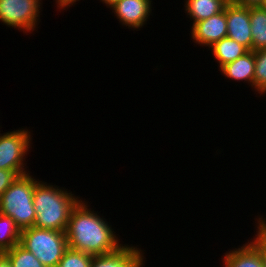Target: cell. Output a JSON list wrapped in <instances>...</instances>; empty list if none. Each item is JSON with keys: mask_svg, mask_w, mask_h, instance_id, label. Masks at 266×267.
Listing matches in <instances>:
<instances>
[{"mask_svg": "<svg viewBox=\"0 0 266 267\" xmlns=\"http://www.w3.org/2000/svg\"><path fill=\"white\" fill-rule=\"evenodd\" d=\"M88 207L80 199L73 208L66 229L68 247L93 256L115 252L123 245L106 219Z\"/></svg>", "mask_w": 266, "mask_h": 267, "instance_id": "1", "label": "cell"}, {"mask_svg": "<svg viewBox=\"0 0 266 267\" xmlns=\"http://www.w3.org/2000/svg\"><path fill=\"white\" fill-rule=\"evenodd\" d=\"M46 183L39 180L35 184L34 227L66 232L71 212L81 198L64 188Z\"/></svg>", "mask_w": 266, "mask_h": 267, "instance_id": "2", "label": "cell"}, {"mask_svg": "<svg viewBox=\"0 0 266 267\" xmlns=\"http://www.w3.org/2000/svg\"><path fill=\"white\" fill-rule=\"evenodd\" d=\"M32 177L30 173L18 176L0 197V214L11 217L21 231L35 224L33 194L39 179Z\"/></svg>", "mask_w": 266, "mask_h": 267, "instance_id": "3", "label": "cell"}, {"mask_svg": "<svg viewBox=\"0 0 266 267\" xmlns=\"http://www.w3.org/2000/svg\"><path fill=\"white\" fill-rule=\"evenodd\" d=\"M45 267H57L68 248L66 232L32 226L21 231L20 243Z\"/></svg>", "mask_w": 266, "mask_h": 267, "instance_id": "4", "label": "cell"}, {"mask_svg": "<svg viewBox=\"0 0 266 267\" xmlns=\"http://www.w3.org/2000/svg\"><path fill=\"white\" fill-rule=\"evenodd\" d=\"M30 133L28 129L23 128L0 133V169L15 171L19 176L30 173L24 166L25 155L33 144Z\"/></svg>", "mask_w": 266, "mask_h": 267, "instance_id": "5", "label": "cell"}, {"mask_svg": "<svg viewBox=\"0 0 266 267\" xmlns=\"http://www.w3.org/2000/svg\"><path fill=\"white\" fill-rule=\"evenodd\" d=\"M41 0H0V21L27 33L38 26Z\"/></svg>", "mask_w": 266, "mask_h": 267, "instance_id": "6", "label": "cell"}, {"mask_svg": "<svg viewBox=\"0 0 266 267\" xmlns=\"http://www.w3.org/2000/svg\"><path fill=\"white\" fill-rule=\"evenodd\" d=\"M227 36L252 51L250 7L229 2L225 6Z\"/></svg>", "mask_w": 266, "mask_h": 267, "instance_id": "7", "label": "cell"}, {"mask_svg": "<svg viewBox=\"0 0 266 267\" xmlns=\"http://www.w3.org/2000/svg\"><path fill=\"white\" fill-rule=\"evenodd\" d=\"M191 37L196 44L205 47L213 46L227 36L225 8L222 12L192 25Z\"/></svg>", "mask_w": 266, "mask_h": 267, "instance_id": "8", "label": "cell"}, {"mask_svg": "<svg viewBox=\"0 0 266 267\" xmlns=\"http://www.w3.org/2000/svg\"><path fill=\"white\" fill-rule=\"evenodd\" d=\"M151 2L152 0H120L110 9L122 25L140 29L151 15Z\"/></svg>", "mask_w": 266, "mask_h": 267, "instance_id": "9", "label": "cell"}, {"mask_svg": "<svg viewBox=\"0 0 266 267\" xmlns=\"http://www.w3.org/2000/svg\"><path fill=\"white\" fill-rule=\"evenodd\" d=\"M144 263L143 250L125 244L115 252L93 256L91 267H143Z\"/></svg>", "mask_w": 266, "mask_h": 267, "instance_id": "10", "label": "cell"}, {"mask_svg": "<svg viewBox=\"0 0 266 267\" xmlns=\"http://www.w3.org/2000/svg\"><path fill=\"white\" fill-rule=\"evenodd\" d=\"M255 51H249L245 55L237 58L233 62H230L222 66L219 71L223 73L229 79L235 81H243L250 83L254 88V76H255Z\"/></svg>", "mask_w": 266, "mask_h": 267, "instance_id": "11", "label": "cell"}, {"mask_svg": "<svg viewBox=\"0 0 266 267\" xmlns=\"http://www.w3.org/2000/svg\"><path fill=\"white\" fill-rule=\"evenodd\" d=\"M223 255V267H263L258 250L248 241Z\"/></svg>", "mask_w": 266, "mask_h": 267, "instance_id": "12", "label": "cell"}, {"mask_svg": "<svg viewBox=\"0 0 266 267\" xmlns=\"http://www.w3.org/2000/svg\"><path fill=\"white\" fill-rule=\"evenodd\" d=\"M185 13L193 23L205 20L222 12L230 2L228 0H185Z\"/></svg>", "mask_w": 266, "mask_h": 267, "instance_id": "13", "label": "cell"}, {"mask_svg": "<svg viewBox=\"0 0 266 267\" xmlns=\"http://www.w3.org/2000/svg\"><path fill=\"white\" fill-rule=\"evenodd\" d=\"M210 48L213 53L212 55L219 63V68L230 62H233L237 58L249 52L245 46L237 43L228 36L222 38L220 41H217Z\"/></svg>", "mask_w": 266, "mask_h": 267, "instance_id": "14", "label": "cell"}, {"mask_svg": "<svg viewBox=\"0 0 266 267\" xmlns=\"http://www.w3.org/2000/svg\"><path fill=\"white\" fill-rule=\"evenodd\" d=\"M252 51L266 48V8L250 7Z\"/></svg>", "mask_w": 266, "mask_h": 267, "instance_id": "15", "label": "cell"}, {"mask_svg": "<svg viewBox=\"0 0 266 267\" xmlns=\"http://www.w3.org/2000/svg\"><path fill=\"white\" fill-rule=\"evenodd\" d=\"M21 230L11 217L0 214V250L11 249L20 243Z\"/></svg>", "mask_w": 266, "mask_h": 267, "instance_id": "16", "label": "cell"}, {"mask_svg": "<svg viewBox=\"0 0 266 267\" xmlns=\"http://www.w3.org/2000/svg\"><path fill=\"white\" fill-rule=\"evenodd\" d=\"M4 253L9 257L12 267H45L33 253L27 251L20 244Z\"/></svg>", "mask_w": 266, "mask_h": 267, "instance_id": "17", "label": "cell"}, {"mask_svg": "<svg viewBox=\"0 0 266 267\" xmlns=\"http://www.w3.org/2000/svg\"><path fill=\"white\" fill-rule=\"evenodd\" d=\"M254 91L266 93V48L255 51Z\"/></svg>", "mask_w": 266, "mask_h": 267, "instance_id": "18", "label": "cell"}, {"mask_svg": "<svg viewBox=\"0 0 266 267\" xmlns=\"http://www.w3.org/2000/svg\"><path fill=\"white\" fill-rule=\"evenodd\" d=\"M93 255L67 248L57 267H91Z\"/></svg>", "mask_w": 266, "mask_h": 267, "instance_id": "19", "label": "cell"}, {"mask_svg": "<svg viewBox=\"0 0 266 267\" xmlns=\"http://www.w3.org/2000/svg\"><path fill=\"white\" fill-rule=\"evenodd\" d=\"M259 219V220H258ZM257 219V235H255L254 240L250 241V243L258 250L263 267H266V219L263 217H259Z\"/></svg>", "mask_w": 266, "mask_h": 267, "instance_id": "20", "label": "cell"}, {"mask_svg": "<svg viewBox=\"0 0 266 267\" xmlns=\"http://www.w3.org/2000/svg\"><path fill=\"white\" fill-rule=\"evenodd\" d=\"M18 176L15 171L0 169V197Z\"/></svg>", "mask_w": 266, "mask_h": 267, "instance_id": "21", "label": "cell"}, {"mask_svg": "<svg viewBox=\"0 0 266 267\" xmlns=\"http://www.w3.org/2000/svg\"><path fill=\"white\" fill-rule=\"evenodd\" d=\"M231 2L245 7H257L263 6L264 0H232Z\"/></svg>", "mask_w": 266, "mask_h": 267, "instance_id": "22", "label": "cell"}, {"mask_svg": "<svg viewBox=\"0 0 266 267\" xmlns=\"http://www.w3.org/2000/svg\"><path fill=\"white\" fill-rule=\"evenodd\" d=\"M77 1L79 0H56L57 7L60 8L61 10H66V7H71L73 6Z\"/></svg>", "mask_w": 266, "mask_h": 267, "instance_id": "23", "label": "cell"}, {"mask_svg": "<svg viewBox=\"0 0 266 267\" xmlns=\"http://www.w3.org/2000/svg\"><path fill=\"white\" fill-rule=\"evenodd\" d=\"M0 267H12L9 257L4 252L0 254Z\"/></svg>", "mask_w": 266, "mask_h": 267, "instance_id": "24", "label": "cell"}, {"mask_svg": "<svg viewBox=\"0 0 266 267\" xmlns=\"http://www.w3.org/2000/svg\"><path fill=\"white\" fill-rule=\"evenodd\" d=\"M103 2V4L105 3V5L108 8H111L113 5H115L117 2H119L120 0H101Z\"/></svg>", "mask_w": 266, "mask_h": 267, "instance_id": "25", "label": "cell"}, {"mask_svg": "<svg viewBox=\"0 0 266 267\" xmlns=\"http://www.w3.org/2000/svg\"><path fill=\"white\" fill-rule=\"evenodd\" d=\"M262 7H265L266 8V0H264V3H263V6Z\"/></svg>", "mask_w": 266, "mask_h": 267, "instance_id": "26", "label": "cell"}]
</instances>
